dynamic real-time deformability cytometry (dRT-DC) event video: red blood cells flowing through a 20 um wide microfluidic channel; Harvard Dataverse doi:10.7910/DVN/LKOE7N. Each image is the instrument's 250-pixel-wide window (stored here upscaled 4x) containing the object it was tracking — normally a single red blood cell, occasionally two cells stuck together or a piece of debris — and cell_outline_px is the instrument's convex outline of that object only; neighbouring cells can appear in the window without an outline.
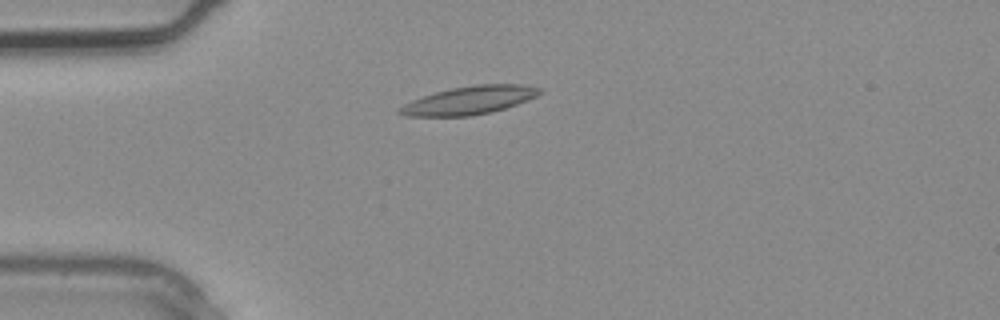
{"species": "common noctule bat (a hibernating species)", "species_latin": "Nyctalus noctula", "temperature_condition": "warm", "stored_images_in_passage": 3, "camera_frame_rate_fps": 3000, "um_per_image_px": 0.085, "animal": {"sex": "male", "body_mass_g": 20.4}, "frame": {"image": 1, "passage_image": 3, "time_ms": 0.667, "image_size_px": [1000, 320], "cell_outline_px": [[544, 92], [536, 96], [516, 104], [492, 112], [472, 116], [408, 116], [396, 112], [404, 104], [412, 100], [436, 92], [452, 88], [476, 84], [524, 84], [540, 88]], "centroid_in_image_um": [39.92, 8.52], "position_along_channel_um": 45.1, "area_um2": 22.83}}